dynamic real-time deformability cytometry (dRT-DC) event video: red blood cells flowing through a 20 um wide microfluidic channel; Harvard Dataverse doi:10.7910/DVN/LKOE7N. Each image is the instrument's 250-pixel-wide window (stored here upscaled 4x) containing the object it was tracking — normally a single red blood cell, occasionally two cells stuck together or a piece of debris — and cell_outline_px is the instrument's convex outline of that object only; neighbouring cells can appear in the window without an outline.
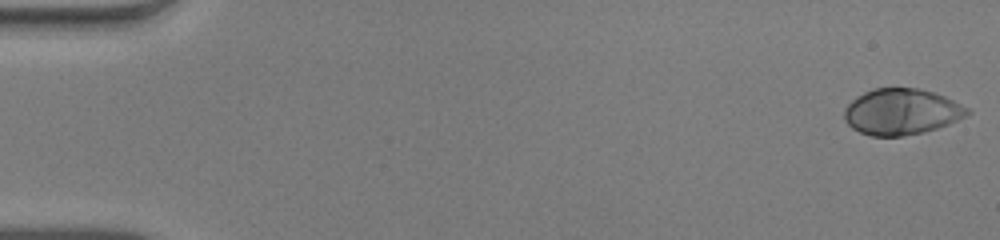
{"species": "human", "species_latin": "Homo sapiens", "temperature_condition": "warm", "stored_images_in_passage": 51, "camera_frame_rate_fps": 3000, "um_per_image_px": 0.085, "donor": {"sex": "male"}, "frame": {"image": 1, "passage_image": 1, "time_ms": 0.0, "image_size_px": [1000, 240], "cell_outline_px": [[972, 112], [948, 124], [924, 132], [904, 136], [872, 136], [860, 132], [852, 128], [844, 120], [844, 108], [856, 96], [872, 88], [916, 88], [932, 92], [944, 96], [968, 108]], "centroid_in_image_um": [76.58, 9.5], "position_along_channel_um": 8.4, "area_um2": 32.89}}
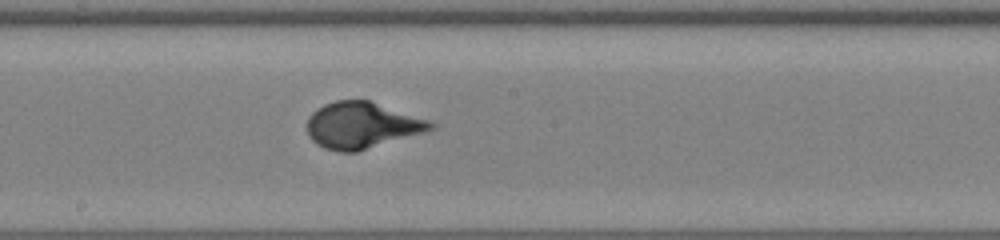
{"frame": {"image": 2, "passage_image": 29, "time_ms": 9.333, "image_size_px": [1000, 240], "cell_outline_px": [[436, 128], [424, 132], [356, 152], [340, 152], [324, 148], [316, 144], [308, 136], [308, 116], [316, 108], [324, 104], [336, 100], [368, 100], [432, 120], [436, 124]], "centroid_in_image_um": [30.77, 10.64], "position_along_channel_um": 217.4, "area_um2": 33.52}}
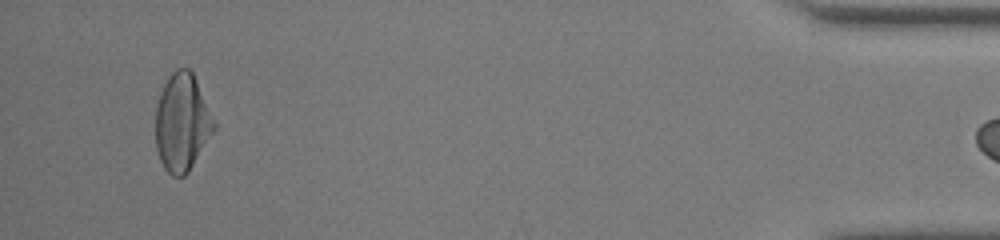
{"frame": {"image": 3, "passage_image": 50, "time_ms": 16.333, "image_size_px": [1000, 240], "cell_outline_px": [[216, 128], [188, 172], [184, 176], [172, 176], [164, 168], [160, 160], [156, 148], [156, 104], [160, 92], [168, 76], [176, 68], [188, 68], [192, 72], [196, 80], [216, 124]], "centroid_in_image_um": [15.46, 10.41], "position_along_channel_um": 419.7, "area_um2": 33.06}}